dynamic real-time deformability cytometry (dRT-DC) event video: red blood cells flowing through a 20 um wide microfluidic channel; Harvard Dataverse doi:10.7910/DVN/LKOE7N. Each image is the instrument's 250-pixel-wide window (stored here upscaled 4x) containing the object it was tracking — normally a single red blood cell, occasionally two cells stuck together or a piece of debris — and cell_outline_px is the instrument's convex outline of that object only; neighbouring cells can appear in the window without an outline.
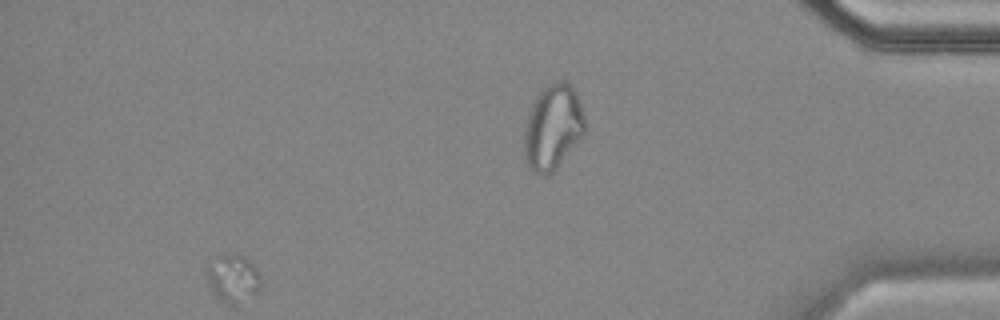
{"species": "common noctule bat (a hibernating species)", "species_latin": "Nyctalus noctula", "temperature_condition": "cold", "stored_images_in_passage": 46, "camera_frame_rate_fps": 3000, "um_per_image_px": 0.085, "animal": {"sex": "female", "body_mass_g": 18.4}, "frame": {"image": 1, "passage_image": 46, "time_ms": 15.0, "image_size_px": [1000, 320], "cell_outline_px": [[584, 136], [556, 168], [552, 172], [544, 176], [540, 176], [532, 172], [528, 168], [524, 156], [524, 132], [528, 116], [532, 104], [536, 96], [552, 80], [564, 80], [572, 88], [580, 104], [584, 116]], "centroid_in_image_um": [46.97, 10.85], "position_along_channel_um": 388.2, "area_um2": 30.11}}